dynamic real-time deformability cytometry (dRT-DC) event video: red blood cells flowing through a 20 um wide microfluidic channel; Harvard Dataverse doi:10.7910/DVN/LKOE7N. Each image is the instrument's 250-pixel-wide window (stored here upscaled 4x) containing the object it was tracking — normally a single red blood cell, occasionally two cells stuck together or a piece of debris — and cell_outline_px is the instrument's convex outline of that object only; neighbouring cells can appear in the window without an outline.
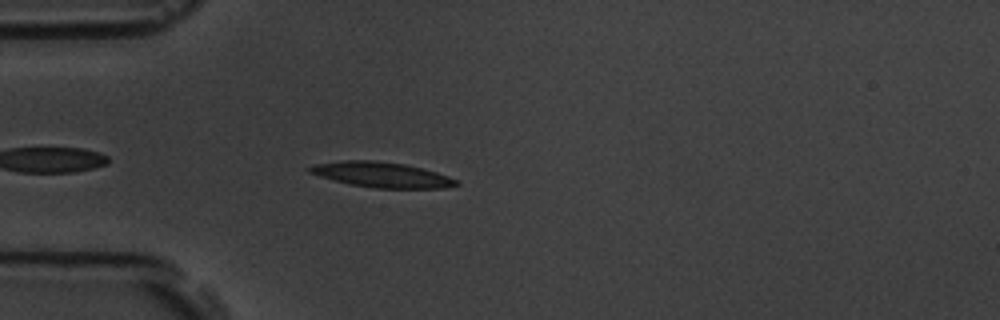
{"species": "common noctule bat (a hibernating species)", "species_latin": "Nyctalus noctula", "temperature_condition": "room temperature", "stored_images_in_passage": 5, "camera_frame_rate_fps": 3000, "um_per_image_px": 0.085, "animal": {"sex": "male", "body_mass_g": 19.5, "forearm_length_mm": 54.6}, "frame": {"image": 1, "passage_image": 5, "time_ms": 4.667, "image_size_px": [1000, 320], "cell_outline_px": [[460, 184], [444, 188], [376, 188], [352, 184], [320, 176], [308, 172], [304, 168], [316, 164], [344, 160], [372, 160], [404, 164], [436, 172], [448, 176], [456, 180]], "centroid_in_image_um": [32.43, 14.85], "position_along_channel_um": 52.6, "area_um2": 21.27}}